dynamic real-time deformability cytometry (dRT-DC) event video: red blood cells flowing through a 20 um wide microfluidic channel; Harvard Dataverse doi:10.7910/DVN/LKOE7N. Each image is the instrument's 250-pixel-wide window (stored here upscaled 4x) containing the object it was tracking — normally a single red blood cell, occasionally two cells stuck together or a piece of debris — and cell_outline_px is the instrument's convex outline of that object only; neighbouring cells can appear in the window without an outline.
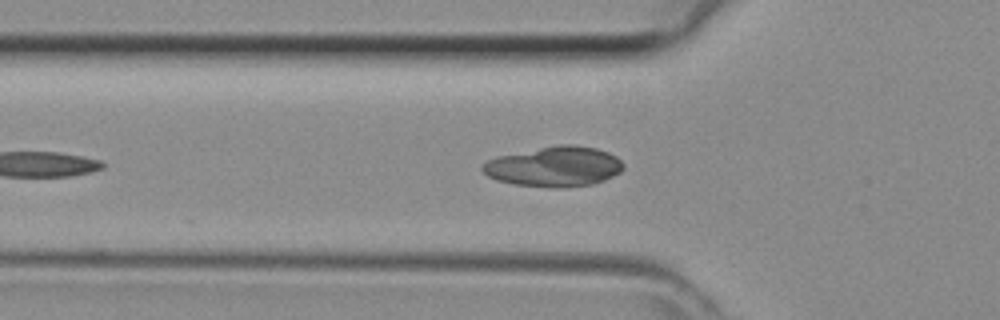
{"species": "common noctule bat (a hibernating species)", "species_latin": "Nyctalus noctula", "temperature_condition": "room temperature", "stored_images_in_passage": 37, "camera_frame_rate_fps": 3000, "um_per_image_px": 0.085, "animal": {"sex": "female", "body_mass_g": 29.2, "forearm_length_mm": 56.3}, "frame": {"image": 1, "passage_image": 10, "time_ms": 3.0, "image_size_px": [1000, 320], "cell_outline_px": [[624, 168], [620, 172], [604, 180], [592, 184], [560, 188], [552, 188], [516, 184], [496, 180], [488, 176], [480, 168], [488, 160], [496, 156], [560, 144], [572, 144], [596, 148], [608, 152], [616, 156], [624, 164]], "centroid_in_image_um": [47.13, 14.16], "position_along_channel_um": 78.7, "area_um2": 32.89}}
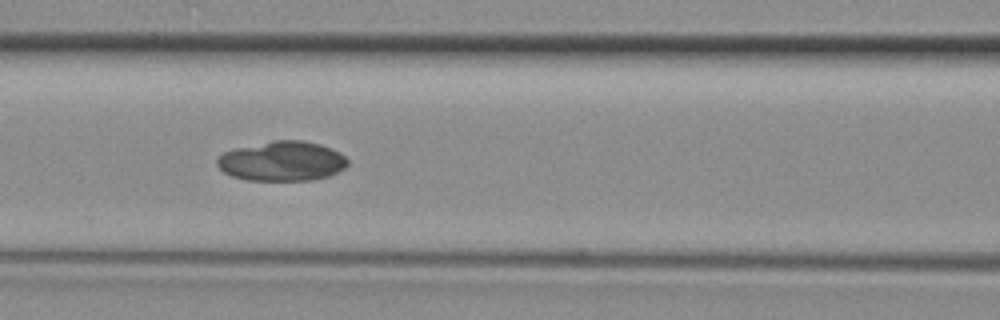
{"frame": {"image": 2, "passage_image": 14, "time_ms": 4.333, "image_size_px": [1000, 320], "cell_outline_px": [[348, 164], [344, 168], [328, 176], [312, 180], [248, 180], [232, 176], [224, 172], [216, 164], [216, 160], [224, 152], [236, 148], [272, 140], [304, 140], [320, 144], [340, 152], [348, 160]], "centroid_in_image_um": [23.98, 13.69], "position_along_channel_um": 142.6, "area_um2": 30.17}}
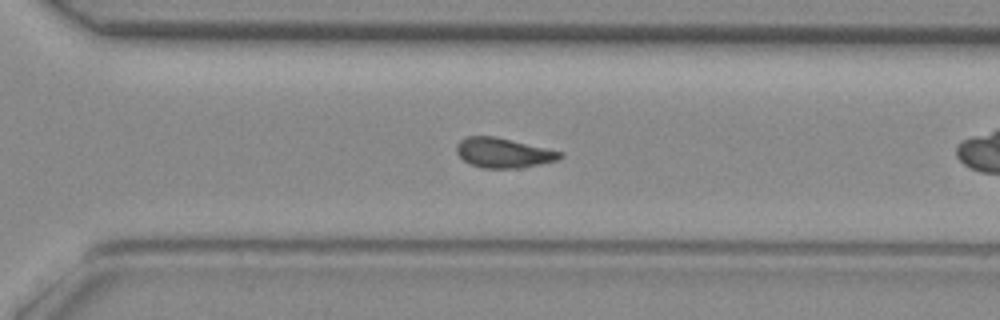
{"frame": {"image": 3, "passage_image": 23, "time_ms": 7.333, "image_size_px": [1000, 320], "cell_outline_px": [[564, 156], [560, 160], [520, 168], [484, 168], [468, 164], [456, 152], [456, 144], [460, 140], [468, 136], [496, 136], [564, 152]], "centroid_in_image_um": [42.81, 12.99], "position_along_channel_um": 327.8, "area_um2": 18.21}}